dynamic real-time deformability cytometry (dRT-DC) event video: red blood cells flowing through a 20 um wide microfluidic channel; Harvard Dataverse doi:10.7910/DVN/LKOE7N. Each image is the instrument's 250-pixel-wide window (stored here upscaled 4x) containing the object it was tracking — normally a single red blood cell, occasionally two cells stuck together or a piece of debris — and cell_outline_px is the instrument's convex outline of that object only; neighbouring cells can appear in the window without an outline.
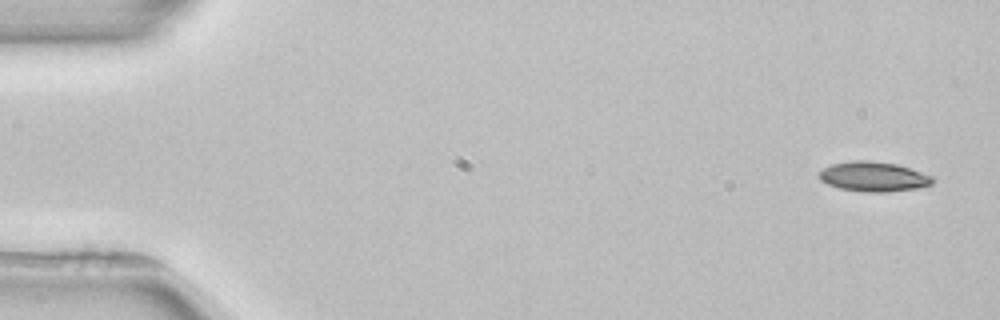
{"species": "common noctule bat (a hibernating species)", "species_latin": "Nyctalus noctula", "temperature_condition": "room temperature", "stored_images_in_passage": 6, "camera_frame_rate_fps": 3000, "um_per_image_px": 0.085, "animal": {"sex": "female", "body_mass_g": 22.7, "forearm_length_mm": 54.2}, "frame": {"image": 1, "passage_image": 1, "time_ms": 0.0, "image_size_px": [1000, 320], "cell_outline_px": [[936, 180], [932, 184], [916, 188], [884, 192], [868, 192], [840, 188], [828, 184], [820, 180], [820, 172], [824, 168], [832, 164], [852, 160], [872, 160], [896, 164], [932, 176]], "centroid_in_image_um": [74.26, 15.0], "position_along_channel_um": 10.7, "area_um2": 19.48}}
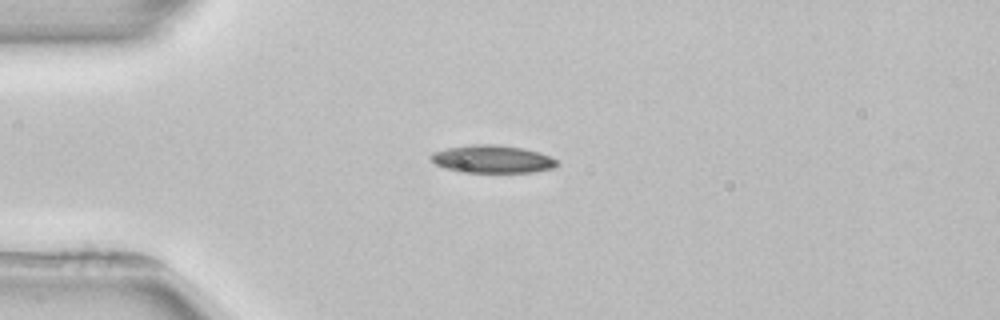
{"frame": {"image": 2, "passage_image": 4, "time_ms": 3.667, "image_size_px": [1000, 320], "cell_outline_px": [[560, 164], [556, 168], [532, 172], [460, 172], [444, 168], [436, 164], [428, 156], [432, 152], [448, 148], [472, 144], [496, 144], [524, 148], [540, 152], [556, 160]], "centroid_in_image_um": [41.86, 13.52], "position_along_channel_um": 43.1, "area_um2": 20.58}}